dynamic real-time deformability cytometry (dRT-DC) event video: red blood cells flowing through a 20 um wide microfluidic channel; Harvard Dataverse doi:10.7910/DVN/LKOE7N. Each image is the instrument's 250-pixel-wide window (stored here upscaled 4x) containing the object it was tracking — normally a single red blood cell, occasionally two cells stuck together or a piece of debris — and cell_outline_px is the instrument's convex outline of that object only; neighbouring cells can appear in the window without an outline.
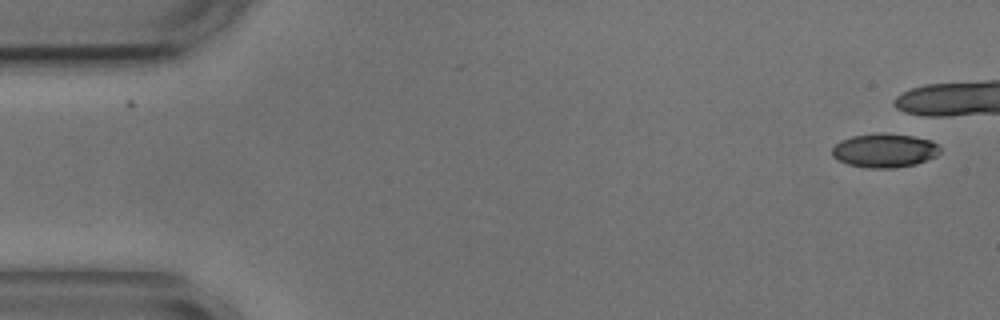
{"species": "common noctule bat (a hibernating species)", "species_latin": "Nyctalus noctula", "temperature_condition": "cold", "stored_images_in_passage": 2, "camera_frame_rate_fps": 3000, "um_per_image_px": 0.085, "animal": {"sex": "male", "body_mass_g": 17.9, "forearm_length_mm": 54.2}, "frame": {"image": 1, "passage_image": 2, "time_ms": 1.333, "image_size_px": [1000, 320], "cell_outline_px": [[940, 152], [936, 156], [916, 164], [896, 168], [868, 168], [848, 164], [836, 160], [832, 156], [832, 148], [840, 140], [852, 136], [880, 132], [912, 136], [932, 140], [940, 148]], "centroid_in_image_um": [75.16, 12.79], "position_along_channel_um": 9.8, "area_um2": 21.5}}